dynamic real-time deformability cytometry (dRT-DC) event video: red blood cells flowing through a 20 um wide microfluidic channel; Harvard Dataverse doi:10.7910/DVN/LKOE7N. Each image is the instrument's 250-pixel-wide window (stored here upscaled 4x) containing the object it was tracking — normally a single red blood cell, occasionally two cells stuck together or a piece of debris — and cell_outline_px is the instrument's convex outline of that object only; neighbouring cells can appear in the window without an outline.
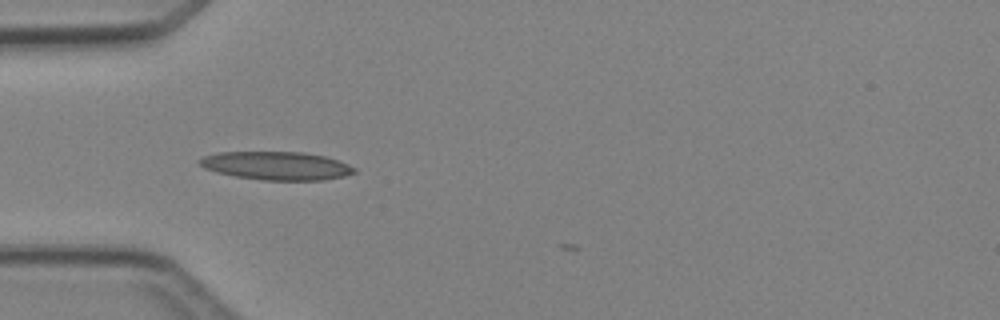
{"species": "Egyptian fruit bat (a non-hibernating species)", "species_latin": "Rousettus aegyptiacus", "temperature_condition": "cold", "stored_images_in_passage": 2, "camera_frame_rate_fps": 3000, "um_per_image_px": 0.085, "animal": {"sex": "female"}, "frame": {"image": 1, "passage_image": 1, "time_ms": 0.0, "image_size_px": [1000, 320], "cell_outline_px": [[356, 172], [344, 176], [324, 180], [264, 180], [236, 176], [216, 172], [204, 168], [196, 160], [204, 156], [220, 152], [304, 152], [324, 156], [348, 164], [356, 168]], "centroid_in_image_um": [23.5, 14.08], "position_along_channel_um": 61.5, "area_um2": 25.43}}